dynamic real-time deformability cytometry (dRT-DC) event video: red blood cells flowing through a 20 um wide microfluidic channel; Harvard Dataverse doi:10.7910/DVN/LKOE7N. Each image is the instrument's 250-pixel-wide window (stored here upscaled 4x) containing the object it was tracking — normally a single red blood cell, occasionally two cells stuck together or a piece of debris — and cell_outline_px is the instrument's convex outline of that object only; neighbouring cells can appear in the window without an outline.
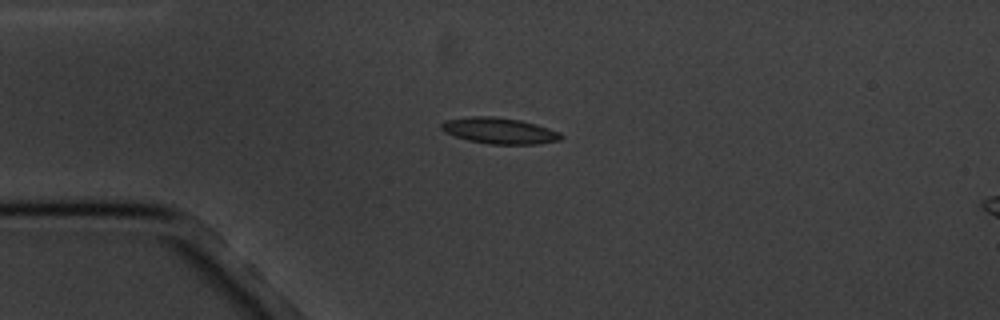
{"species": "common noctule bat (a hibernating species)", "species_latin": "Nyctalus noctula", "temperature_condition": "cold", "stored_images_in_passage": 4, "segment_of_instrument_passage": [1, 2], "camera_frame_rate_fps": 3000, "um_per_image_px": 0.085, "animal": {"sex": "male", "body_mass_g": 20.1, "forearm_length_mm": 53.5}, "frame": {"image": 1, "passage_image": 2, "time_ms": 1.333, "image_size_px": [1000, 320], "cell_outline_px": [[564, 136], [560, 140], [536, 144], [488, 144], [468, 140], [444, 132], [440, 128], [440, 124], [444, 120], [468, 116], [496, 116], [520, 120], [536, 124], [560, 132]], "centroid_in_image_um": [42.42, 11.1], "position_along_channel_um": 42.6, "area_um2": 18.32}}